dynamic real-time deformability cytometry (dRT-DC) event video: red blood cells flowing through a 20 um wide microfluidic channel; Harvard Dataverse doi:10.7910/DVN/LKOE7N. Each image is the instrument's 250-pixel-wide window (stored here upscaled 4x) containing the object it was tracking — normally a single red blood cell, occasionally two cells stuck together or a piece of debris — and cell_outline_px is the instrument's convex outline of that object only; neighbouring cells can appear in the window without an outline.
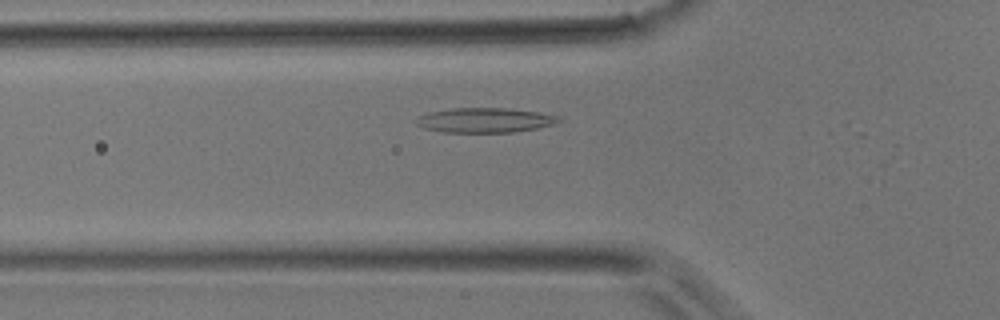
{"species": "common noctule bat (a hibernating species)", "species_latin": "Nyctalus noctula", "temperature_condition": "room temperature", "stored_images_in_passage": 11, "camera_frame_rate_fps": 3000, "um_per_image_px": 0.085, "animal": {"sex": "male", "body_mass_g": 17.9}, "frame": {"image": 1, "passage_image": 7, "time_ms": 2.0, "image_size_px": [1000, 320], "cell_outline_px": [[560, 120], [552, 124], [536, 128], [512, 132], [444, 132], [424, 128], [416, 124], [416, 120], [420, 116], [428, 112], [452, 108], [504, 108], [540, 112], [560, 116]], "centroid_in_image_um": [41.2, 10.21], "position_along_channel_um": 84.6, "area_um2": 20.35}}
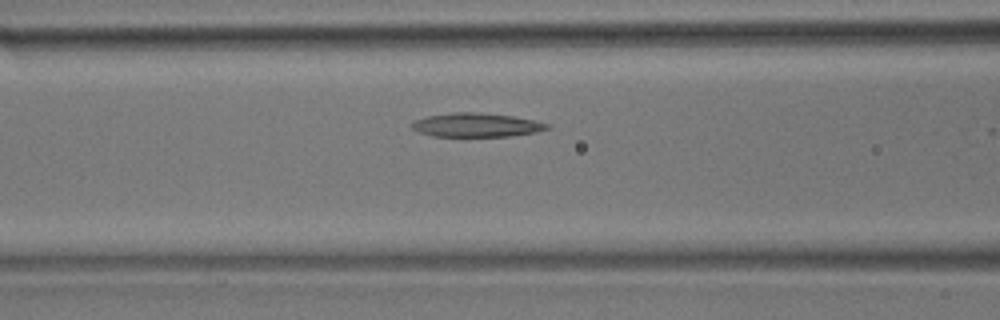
{"frame": {"image": 2, "passage_image": 10, "time_ms": 3.0, "image_size_px": [1000, 320], "cell_outline_px": [[552, 128], [536, 132], [512, 136], [432, 136], [420, 132], [412, 128], [412, 124], [416, 120], [428, 116], [452, 112], [480, 112], [512, 116], [532, 120], [548, 124]], "centroid_in_image_um": [40.52, 10.62], "position_along_channel_um": 126.1, "area_um2": 18.67}}